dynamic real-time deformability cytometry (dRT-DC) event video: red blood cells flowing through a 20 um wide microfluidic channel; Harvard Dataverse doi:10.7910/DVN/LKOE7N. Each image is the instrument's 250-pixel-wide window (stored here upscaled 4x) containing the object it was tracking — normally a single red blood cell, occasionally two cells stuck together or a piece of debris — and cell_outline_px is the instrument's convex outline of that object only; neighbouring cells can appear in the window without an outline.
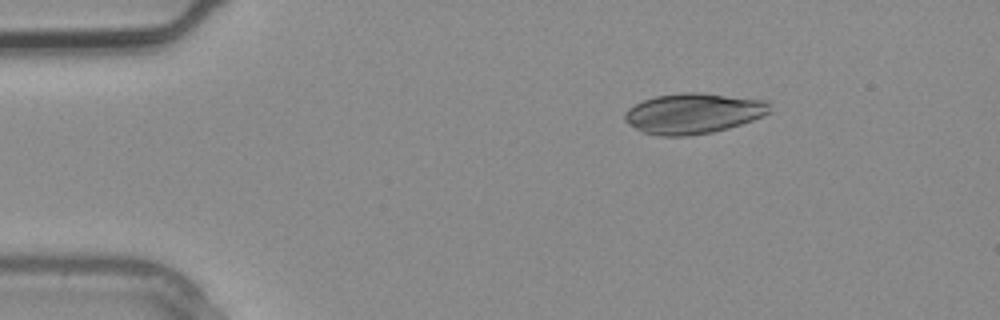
{"species": "common noctule bat (a hibernating species)", "species_latin": "Nyctalus noctula", "temperature_condition": "warm", "stored_images_in_passage": 1, "camera_frame_rate_fps": 3000, "um_per_image_px": 0.085, "animal": {"sex": "male", "body_mass_g": 20.4}, "frame": {"image": 1, "passage_image": 1, "time_ms": 0.0, "image_size_px": [1000, 320], "cell_outline_px": [[768, 112], [764, 116], [728, 128], [712, 132], [688, 136], [660, 136], [644, 132], [628, 124], [624, 120], [624, 112], [628, 108], [644, 100], [656, 96], [684, 92], [700, 92], [764, 100], [768, 104]], "centroid_in_image_um": [58.89, 9.64], "position_along_channel_um": 26.1, "area_um2": 33.93}}